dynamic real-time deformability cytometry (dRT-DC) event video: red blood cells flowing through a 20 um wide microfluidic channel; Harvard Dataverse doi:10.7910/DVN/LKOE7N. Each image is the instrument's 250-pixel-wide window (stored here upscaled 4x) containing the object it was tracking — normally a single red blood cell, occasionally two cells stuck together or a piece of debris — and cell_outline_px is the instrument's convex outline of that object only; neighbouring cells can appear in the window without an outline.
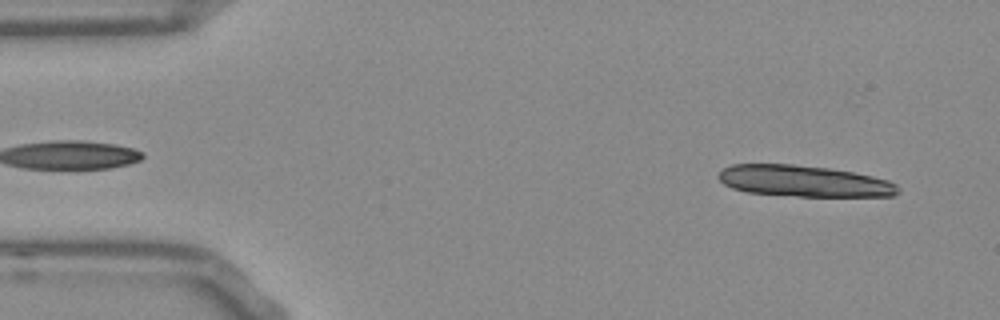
{"species": "Egyptian fruit bat (a non-hibernating species)", "species_latin": "Rousettus aegyptiacus", "temperature_condition": "room temperature", "stored_images_in_passage": 12, "camera_frame_rate_fps": 3000, "um_per_image_px": 0.085, "frame": {"image": 1, "passage_image": 3, "time_ms": 0.667, "image_size_px": [1000, 320], "cell_outline_px": [[900, 192], [896, 196], [796, 196], [748, 192], [732, 188], [724, 184], [716, 176], [724, 168], [732, 164], [792, 164], [828, 168], [852, 172], [872, 176], [888, 180], [896, 184], [900, 188]], "centroid_in_image_um": [68.35, 15.39], "position_along_channel_um": 16.7, "area_um2": 32.71}}